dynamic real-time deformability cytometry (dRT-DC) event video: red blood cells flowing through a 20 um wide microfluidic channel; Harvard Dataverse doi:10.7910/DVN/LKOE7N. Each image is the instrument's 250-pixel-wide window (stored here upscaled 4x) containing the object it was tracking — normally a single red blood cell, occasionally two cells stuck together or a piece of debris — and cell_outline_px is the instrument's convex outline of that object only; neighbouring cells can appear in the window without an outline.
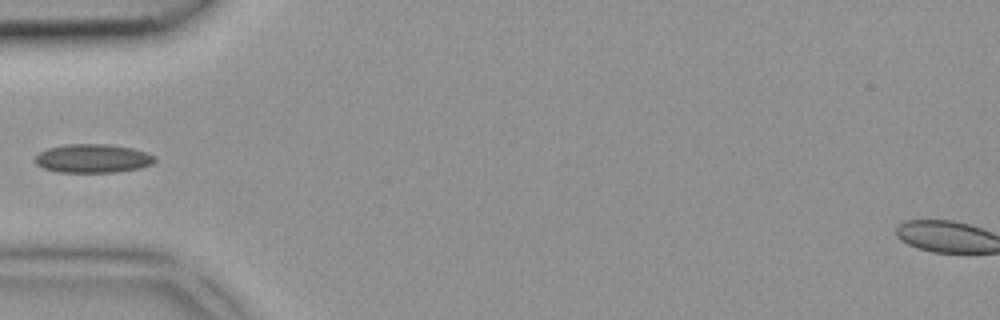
{"species": "common noctule bat (a hibernating species)", "species_latin": "Nyctalus noctula", "temperature_condition": "room temperature", "stored_images_in_passage": 4, "camera_frame_rate_fps": 3000, "um_per_image_px": 0.085, "animal": {"sex": "female", "body_mass_g": 18.4}, "frame": {"image": 1, "passage_image": 4, "time_ms": 1.0, "image_size_px": [1000, 320], "cell_outline_px": [[156, 160], [152, 164], [140, 168], [116, 172], [56, 172], [44, 168], [36, 164], [36, 156], [40, 152], [48, 148], [64, 144], [108, 144], [132, 148], [148, 152], [156, 156]], "centroid_in_image_um": [7.92, 13.46], "position_along_channel_um": 77.1, "area_um2": 20.11}}